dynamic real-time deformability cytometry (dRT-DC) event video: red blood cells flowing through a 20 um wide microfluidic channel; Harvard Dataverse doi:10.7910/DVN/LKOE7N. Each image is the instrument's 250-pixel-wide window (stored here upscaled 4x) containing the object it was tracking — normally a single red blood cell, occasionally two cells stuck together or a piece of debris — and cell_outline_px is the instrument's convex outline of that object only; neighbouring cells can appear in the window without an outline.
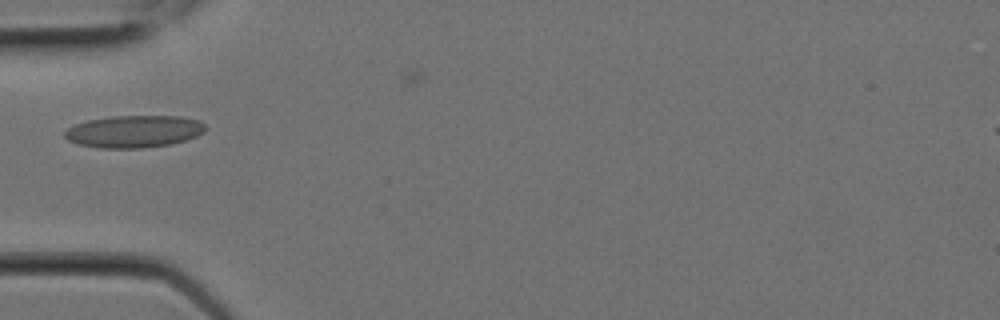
{"species": "Egyptian fruit bat (a non-hibernating species)", "species_latin": "Rousettus aegyptiacus", "temperature_condition": "room temperature", "stored_images_in_passage": 9, "camera_frame_rate_fps": 3000, "um_per_image_px": 0.085, "animal": {"sex": "female"}, "frame": {"image": 1, "passage_image": 6, "time_ms": 1.667, "image_size_px": [1000, 320], "cell_outline_px": [[208, 128], [204, 132], [196, 136], [172, 144], [144, 148], [100, 148], [76, 144], [68, 140], [64, 136], [64, 132], [68, 128], [76, 124], [88, 120], [112, 116], [180, 116], [200, 120]], "centroid_in_image_um": [11.41, 11.17], "position_along_channel_um": 73.6, "area_um2": 26.59}}
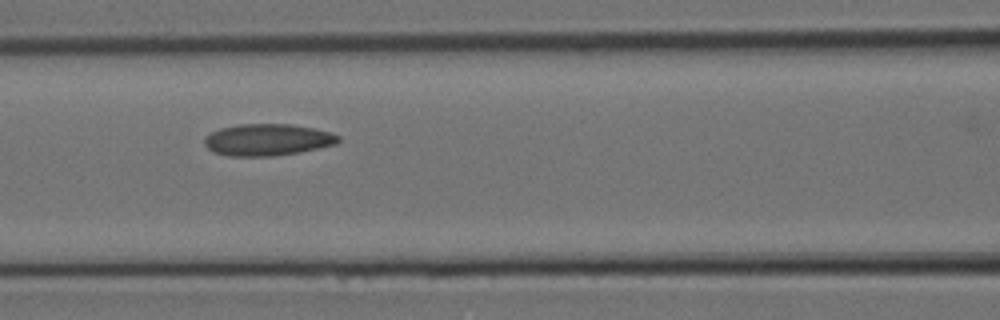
{"frame": {"image": 2, "passage_image": 8, "time_ms": 2.333, "image_size_px": [1000, 320], "cell_outline_px": [[340, 140], [336, 144], [300, 152], [272, 156], [228, 156], [212, 152], [204, 144], [204, 136], [220, 128], [240, 124], [292, 124], [332, 132], [340, 136]], "centroid_in_image_um": [22.73, 11.88], "position_along_channel_um": 143.9, "area_um2": 24.91}}
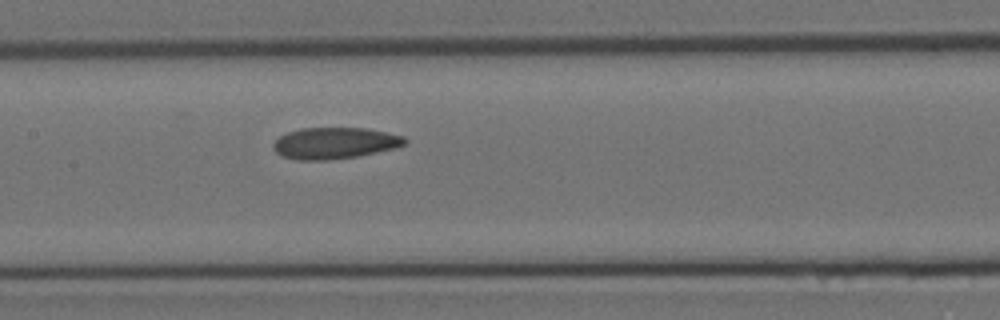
{"frame": {"image": 3, "passage_image": 9, "time_ms": 2.667, "image_size_px": [1000, 320], "cell_outline_px": [[408, 140], [404, 144], [396, 148], [356, 156], [328, 160], [296, 160], [280, 156], [272, 148], [272, 144], [280, 136], [288, 132], [300, 128], [368, 128], [404, 136]], "centroid_in_image_um": [28.43, 12.16], "position_along_channel_um": 179.0, "area_um2": 24.16}}